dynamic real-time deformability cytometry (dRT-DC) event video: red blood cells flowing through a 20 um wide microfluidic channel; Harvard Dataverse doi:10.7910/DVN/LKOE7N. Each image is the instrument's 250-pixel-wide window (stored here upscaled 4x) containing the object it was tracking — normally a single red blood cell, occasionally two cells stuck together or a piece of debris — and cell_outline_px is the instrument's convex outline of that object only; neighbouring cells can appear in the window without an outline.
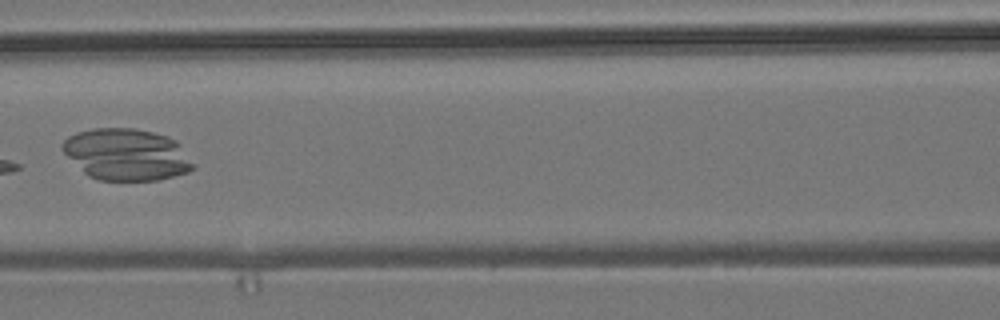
{"species": "common noctule bat (a hibernating species)", "species_latin": "Nyctalus noctula", "temperature_condition": "room temperature", "stored_images_in_passage": 5, "camera_frame_rate_fps": 3000, "um_per_image_px": 0.085, "animal": {"sex": "male", "body_mass_g": 19.2, "forearm_length_mm": 51.8}, "frame": {"image": 1, "passage_image": 5, "time_ms": 1.333, "image_size_px": [1000, 320], "cell_outline_px": [[196, 168], [188, 172], [160, 180], [100, 180], [88, 176], [60, 148], [60, 144], [68, 136], [76, 132], [92, 128], [136, 128], [168, 136], [176, 140], [180, 144]], "centroid_in_image_um": [10.76, 13.12], "position_along_channel_um": 155.8, "area_um2": 39.48}}